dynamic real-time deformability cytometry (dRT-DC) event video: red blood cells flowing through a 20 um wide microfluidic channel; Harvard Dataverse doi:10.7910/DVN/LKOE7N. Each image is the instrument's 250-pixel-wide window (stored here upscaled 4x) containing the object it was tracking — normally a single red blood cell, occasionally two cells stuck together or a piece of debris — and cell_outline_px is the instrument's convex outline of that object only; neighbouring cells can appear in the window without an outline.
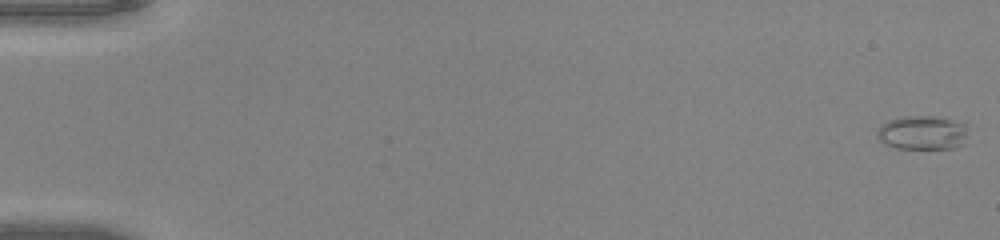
{"species": "common noctule bat (a hibernating species)", "species_latin": "Nyctalus noctula", "temperature_condition": "warm", "stored_images_in_passage": 51, "camera_frame_rate_fps": 3000, "um_per_image_px": 0.085, "animal": {"sex": "male", "body_mass_g": 20.0, "forearm_length_mm": 53.3}, "frame": {"image": 1, "passage_image": 1, "time_ms": 0.0, "image_size_px": [1000, 240], "cell_outline_px": [[968, 124], [964, 144], [952, 148], [896, 148], [884, 144], [876, 136], [876, 132], [880, 124], [888, 120], [900, 116], [944, 116], [964, 120]], "centroid_in_image_um": [78.45, 11.23], "position_along_channel_um": 6.6, "area_um2": 18.73}}
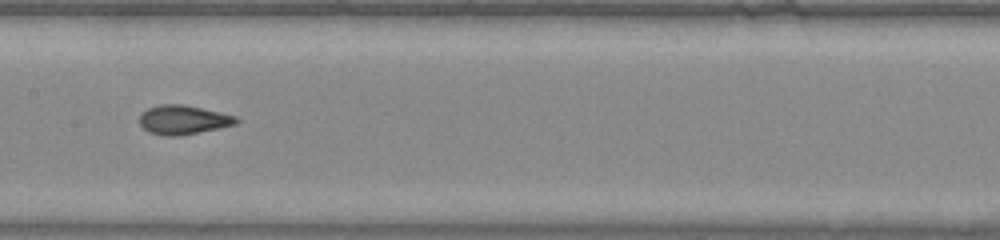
{"frame": {"image": 2, "passage_image": 27, "time_ms": 8.667, "image_size_px": [1000, 240], "cell_outline_px": [[240, 120], [236, 124], [180, 136], [164, 136], [148, 132], [140, 124], [140, 112], [148, 108], [160, 104], [184, 104], [220, 112], [236, 116]], "centroid_in_image_um": [15.55, 10.18], "position_along_channel_um": 191.8, "area_um2": 16.47}}
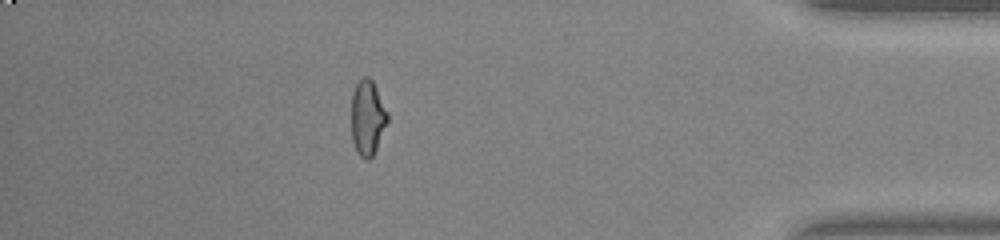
{"frame": {"image": 3, "passage_image": 45, "time_ms": 14.667, "image_size_px": [1000, 240], "cell_outline_px": [[388, 120], [376, 148], [372, 156], [368, 160], [364, 160], [356, 152], [352, 140], [352, 92], [356, 84], [364, 76], [368, 76], [372, 80], [388, 112]], "centroid_in_image_um": [31.23, 10.01], "position_along_channel_um": 404.0, "area_um2": 15.72}, "authors_computed_cell_mechanics": {"area_um2": 16.473, "velocity_mm_per_s": 4.1959, "shape_relaxation_time_tau1_ms": null, "shape_relaxation_time_tau2_ms": 0.983, "deformation_change_tau1": null, "deformation_change_tau2": 0.0593}}